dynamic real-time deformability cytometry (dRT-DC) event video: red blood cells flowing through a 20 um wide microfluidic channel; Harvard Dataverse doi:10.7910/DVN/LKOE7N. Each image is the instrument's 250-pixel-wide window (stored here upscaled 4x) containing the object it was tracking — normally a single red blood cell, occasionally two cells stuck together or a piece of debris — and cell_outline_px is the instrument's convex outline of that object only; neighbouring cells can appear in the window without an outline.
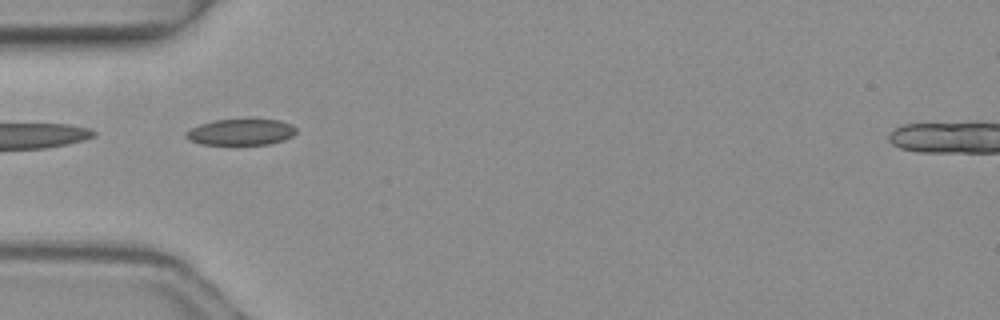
{"species": "common noctule bat (a hibernating species)", "species_latin": "Nyctalus noctula", "temperature_condition": "warm", "stored_images_in_passage": 8, "camera_frame_rate_fps": 3000, "um_per_image_px": 0.085, "animal": {"sex": "female", "body_mass_g": 19.3, "forearm_length_mm": 54.1}, "frame": {"image": 1, "passage_image": 5, "time_ms": 1.333, "image_size_px": [1000, 320], "cell_outline_px": [[296, 132], [292, 136], [284, 140], [268, 144], [200, 144], [188, 140], [184, 136], [184, 132], [200, 124], [216, 120], [248, 116], [252, 116], [280, 120], [292, 124], [296, 128]], "centroid_in_image_um": [20.5, 11.17], "position_along_channel_um": 64.5, "area_um2": 17.69}}
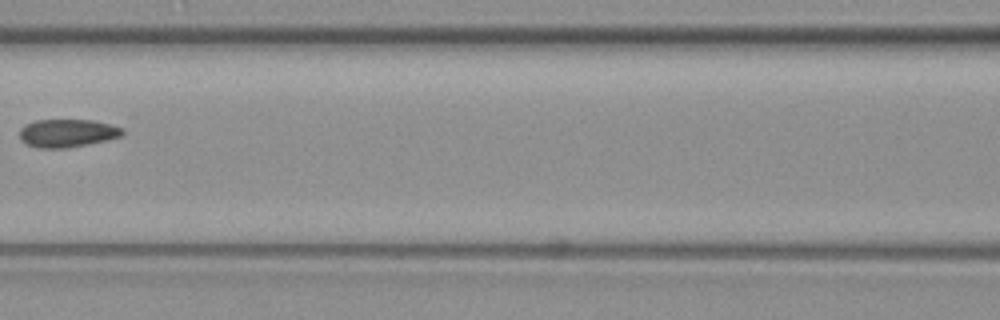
{"frame": {"image": 2, "passage_image": 7, "time_ms": 2.0, "image_size_px": [1000, 320], "cell_outline_px": [[124, 132], [120, 136], [88, 144], [68, 148], [36, 148], [24, 144], [20, 140], [20, 128], [24, 124], [36, 120], [92, 120], [124, 128]], "centroid_in_image_um": [5.65, 11.32], "position_along_channel_um": 160.9, "area_um2": 16.88}}
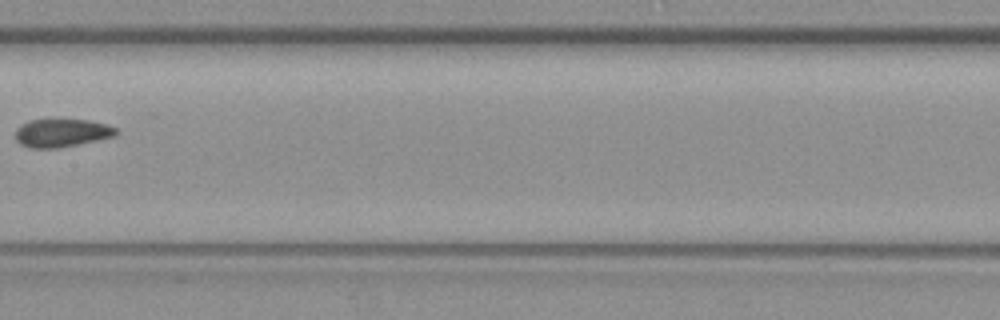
{"frame": {"image": 3, "passage_image": 8, "time_ms": 2.333, "image_size_px": [1000, 320], "cell_outline_px": [[120, 132], [112, 136], [96, 140], [56, 148], [32, 148], [20, 144], [16, 140], [16, 128], [20, 124], [28, 120], [52, 116], [88, 120], [104, 124], [116, 128]], "centroid_in_image_um": [5.17, 11.23], "position_along_channel_um": 202.2, "area_um2": 17.11}}